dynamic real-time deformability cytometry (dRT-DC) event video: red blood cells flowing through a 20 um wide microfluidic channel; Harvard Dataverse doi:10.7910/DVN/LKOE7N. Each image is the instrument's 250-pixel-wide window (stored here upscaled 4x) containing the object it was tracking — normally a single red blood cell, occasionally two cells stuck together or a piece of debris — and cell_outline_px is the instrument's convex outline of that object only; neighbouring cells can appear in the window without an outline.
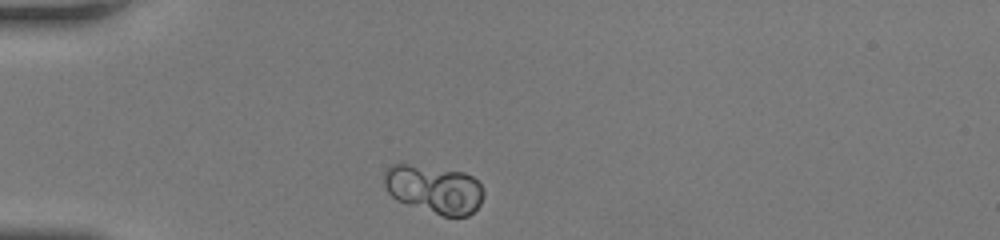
{"species": "human", "species_latin": "Homo sapiens", "temperature_condition": "room temperature", "stored_images_in_passage": 37, "camera_frame_rate_fps": 3000, "um_per_image_px": 0.085, "donor": {"sex": "female"}, "frame": {"image": 1, "passage_image": 1, "time_ms": 0.0, "image_size_px": [1000, 240], "cell_outline_px": [[484, 192], [480, 204], [468, 216], [444, 216], [396, 200], [388, 192], [384, 184], [384, 172], [392, 164], [408, 164], [464, 172], [472, 176], [484, 188]], "centroid_in_image_um": [36.91, 16.08], "position_along_channel_um": 48.1, "area_um2": 27.8}}
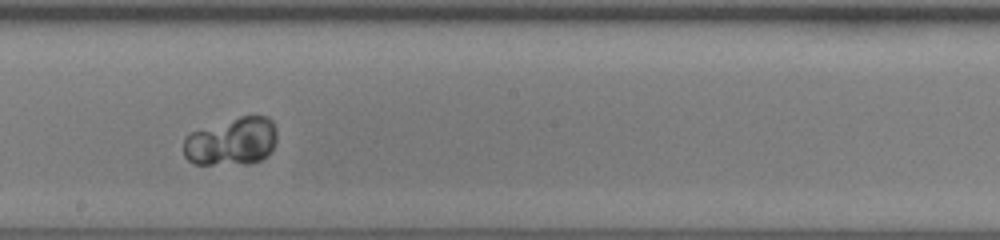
{"frame": {"image": 2, "passage_image": 16, "time_ms": 5.0, "image_size_px": [1000, 240], "cell_outline_px": [[276, 140], [272, 148], [260, 160], [248, 164], [196, 164], [188, 160], [184, 156], [184, 136], [192, 132], [240, 116], [268, 116], [272, 120], [276, 128]], "centroid_in_image_um": [19.69, 12.03], "position_along_channel_um": 228.5, "area_um2": 25.89}}
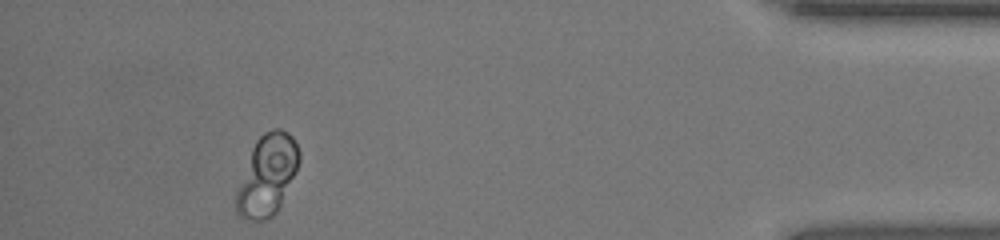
{"frame": {"image": 3, "passage_image": 33, "time_ms": 10.667, "image_size_px": [1000, 240], "cell_outline_px": [[300, 160], [296, 172], [276, 212], [272, 216], [264, 220], [244, 220], [236, 212], [236, 192], [252, 148], [256, 140], [264, 132], [272, 128], [280, 128], [288, 132], [292, 136], [300, 152]], "centroid_in_image_um": [22.72, 14.87], "position_along_channel_um": 412.5, "area_um2": 29.3}, "authors_computed_cell_mechanics": {"area_um2": 26.7036, "velocity_mm_per_s": 4.176, "shape_relaxation_time_tau1_ms": 4.2587, "shape_relaxation_time_tau2_ms": null, "deformation_change_tau1": 0.0216, "deformation_change_tau2": null}}